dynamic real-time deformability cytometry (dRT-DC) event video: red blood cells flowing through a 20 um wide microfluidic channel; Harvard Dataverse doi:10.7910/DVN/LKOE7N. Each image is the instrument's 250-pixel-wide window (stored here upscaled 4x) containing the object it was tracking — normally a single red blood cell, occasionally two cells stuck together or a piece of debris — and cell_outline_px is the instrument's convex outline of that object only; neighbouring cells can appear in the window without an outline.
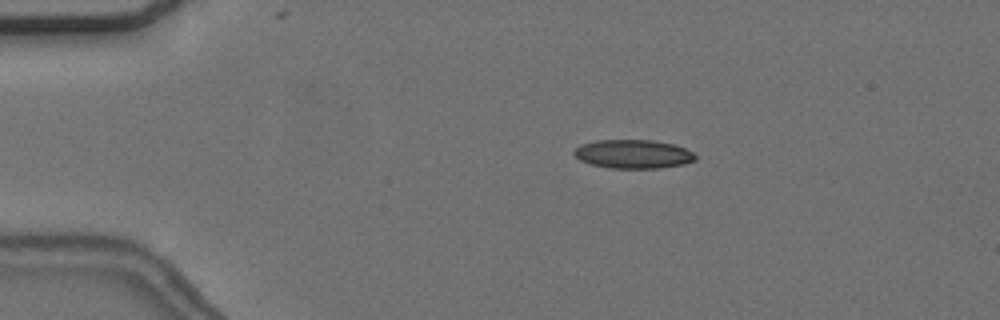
{"species": "common noctule bat (a hibernating species)", "species_latin": "Nyctalus noctula", "temperature_condition": "cold", "stored_images_in_passage": 11, "camera_frame_rate_fps": 3000, "um_per_image_px": 0.085, "animal": {"sex": "female", "body_mass_g": 24.6, "forearm_length_mm": 56.2}, "frame": {"image": 1, "passage_image": 6, "time_ms": 1.667, "image_size_px": [1000, 320], "cell_outline_px": [[696, 160], [684, 164], [660, 168], [608, 168], [588, 164], [580, 160], [572, 152], [580, 144], [596, 140], [652, 140], [672, 144], [684, 148], [692, 152], [696, 156]], "centroid_in_image_um": [53.79, 13.1], "position_along_channel_um": 31.2, "area_um2": 20.4}}